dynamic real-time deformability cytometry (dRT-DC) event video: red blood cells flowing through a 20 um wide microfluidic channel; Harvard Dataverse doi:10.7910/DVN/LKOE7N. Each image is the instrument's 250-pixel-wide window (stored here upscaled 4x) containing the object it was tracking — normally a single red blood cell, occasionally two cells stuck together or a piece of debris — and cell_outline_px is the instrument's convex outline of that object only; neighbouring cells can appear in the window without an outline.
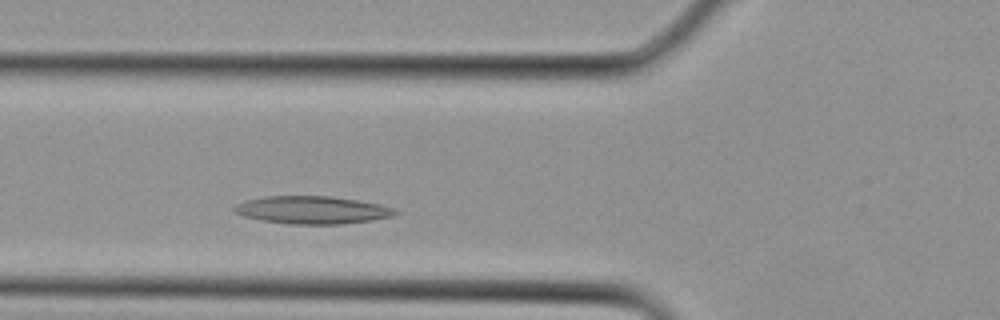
{"species": "Egyptian fruit bat (a non-hibernating species)", "species_latin": "Rousettus aegyptiacus", "temperature_condition": "cold", "stored_images_in_passage": 3, "camera_frame_rate_fps": 3000, "um_per_image_px": 0.085, "animal": {"sex": "female"}, "frame": {"image": 1, "passage_image": 3, "time_ms": 0.667, "image_size_px": [1000, 320], "cell_outline_px": [[400, 212], [392, 216], [372, 220], [340, 224], [288, 224], [260, 220], [244, 216], [232, 212], [232, 208], [236, 204], [244, 200], [268, 196], [332, 196], [380, 204], [396, 208]], "centroid_in_image_um": [26.52, 17.85], "position_along_channel_um": 99.3, "area_um2": 26.18}}